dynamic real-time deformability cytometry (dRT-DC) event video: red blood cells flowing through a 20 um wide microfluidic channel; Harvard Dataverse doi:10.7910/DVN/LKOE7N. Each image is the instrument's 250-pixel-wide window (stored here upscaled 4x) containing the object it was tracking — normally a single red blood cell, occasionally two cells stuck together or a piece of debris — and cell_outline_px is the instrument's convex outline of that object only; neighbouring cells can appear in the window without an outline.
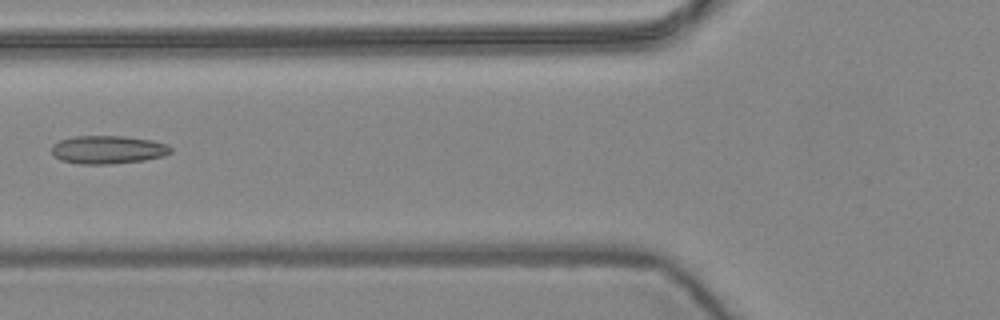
{"species": "common noctule bat (a hibernating species)", "species_latin": "Nyctalus noctula", "temperature_condition": "warm", "stored_images_in_passage": 7, "camera_frame_rate_fps": 3000, "um_per_image_px": 0.085, "animal": {"sex": "female", "body_mass_g": 24.6, "forearm_length_mm": 56.2}, "frame": {"image": 1, "passage_image": 7, "time_ms": 2.0, "image_size_px": [1000, 320], "cell_outline_px": [[172, 152], [164, 156], [144, 160], [108, 164], [80, 164], [60, 160], [52, 156], [52, 144], [60, 140], [72, 136], [124, 136], [152, 140], [168, 144], [172, 148]], "centroid_in_image_um": [9.16, 12.72], "position_along_channel_um": 116.6, "area_um2": 19.77}}